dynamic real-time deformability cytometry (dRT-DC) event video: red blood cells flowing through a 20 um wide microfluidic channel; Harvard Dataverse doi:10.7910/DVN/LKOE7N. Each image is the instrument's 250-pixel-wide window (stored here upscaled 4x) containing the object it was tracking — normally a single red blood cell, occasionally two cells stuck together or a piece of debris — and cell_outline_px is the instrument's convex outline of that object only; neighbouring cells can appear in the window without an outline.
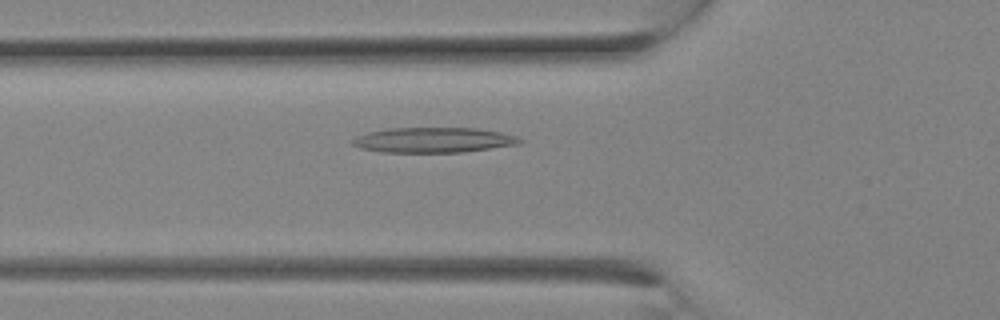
{"species": "Egyptian fruit bat (a non-hibernating species)", "species_latin": "Rousettus aegyptiacus", "temperature_condition": "room temperature", "stored_images_in_passage": 7, "camera_frame_rate_fps": 3000, "um_per_image_px": 0.085, "animal": {"sex": "female"}, "frame": {"image": 1, "passage_image": 5, "time_ms": 1.333, "image_size_px": [1000, 320], "cell_outline_px": [[524, 140], [520, 144], [460, 152], [380, 152], [360, 148], [352, 144], [352, 140], [356, 136], [368, 132], [388, 128], [476, 128], [500, 132], [516, 136]], "centroid_in_image_um": [36.83, 11.9], "position_along_channel_um": 89.0, "area_um2": 24.45}}
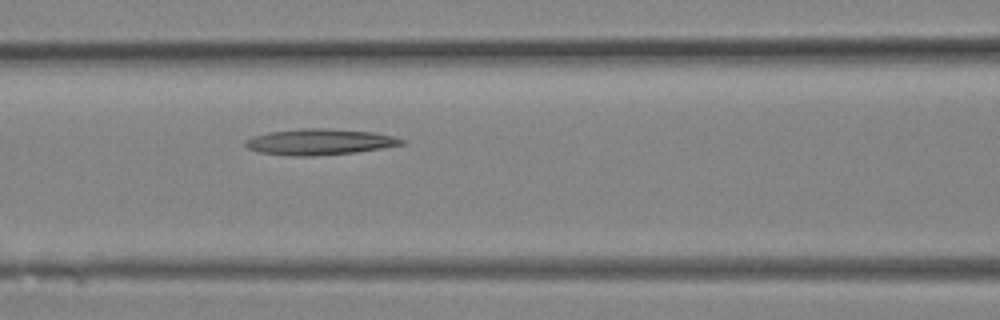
{"frame": {"image": 2, "passage_image": 7, "time_ms": 2.0, "image_size_px": [1000, 320], "cell_outline_px": [[404, 144], [356, 152], [316, 156], [288, 156], [256, 152], [248, 148], [244, 144], [244, 140], [252, 136], [268, 132], [304, 128], [324, 128], [372, 132], [392, 136], [404, 140]], "centroid_in_image_um": [27.08, 12.07], "position_along_channel_um": 139.5, "area_um2": 23.7}}